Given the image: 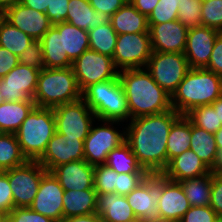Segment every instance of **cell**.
Instances as JSON below:
<instances>
[{"mask_svg":"<svg viewBox=\"0 0 222 222\" xmlns=\"http://www.w3.org/2000/svg\"><path fill=\"white\" fill-rule=\"evenodd\" d=\"M180 116L172 108L163 113L130 119L124 128L125 142L149 174H161L166 168L167 138L171 126Z\"/></svg>","mask_w":222,"mask_h":222,"instance_id":"obj_1","label":"cell"},{"mask_svg":"<svg viewBox=\"0 0 222 222\" xmlns=\"http://www.w3.org/2000/svg\"><path fill=\"white\" fill-rule=\"evenodd\" d=\"M119 79L126 95L130 119L172 109L171 96L154 81L145 68L121 70Z\"/></svg>","mask_w":222,"mask_h":222,"instance_id":"obj_2","label":"cell"},{"mask_svg":"<svg viewBox=\"0 0 222 222\" xmlns=\"http://www.w3.org/2000/svg\"><path fill=\"white\" fill-rule=\"evenodd\" d=\"M221 96V76L206 68H190L171 95V105L185 115L197 106L212 104Z\"/></svg>","mask_w":222,"mask_h":222,"instance_id":"obj_3","label":"cell"},{"mask_svg":"<svg viewBox=\"0 0 222 222\" xmlns=\"http://www.w3.org/2000/svg\"><path fill=\"white\" fill-rule=\"evenodd\" d=\"M82 98L72 67L40 71L33 101L37 107L54 108Z\"/></svg>","mask_w":222,"mask_h":222,"instance_id":"obj_4","label":"cell"},{"mask_svg":"<svg viewBox=\"0 0 222 222\" xmlns=\"http://www.w3.org/2000/svg\"><path fill=\"white\" fill-rule=\"evenodd\" d=\"M82 99L98 120H130L126 95L119 77L90 85L82 92Z\"/></svg>","mask_w":222,"mask_h":222,"instance_id":"obj_5","label":"cell"},{"mask_svg":"<svg viewBox=\"0 0 222 222\" xmlns=\"http://www.w3.org/2000/svg\"><path fill=\"white\" fill-rule=\"evenodd\" d=\"M55 132L53 108L35 106L15 134L26 159L37 161Z\"/></svg>","mask_w":222,"mask_h":222,"instance_id":"obj_6","label":"cell"},{"mask_svg":"<svg viewBox=\"0 0 222 222\" xmlns=\"http://www.w3.org/2000/svg\"><path fill=\"white\" fill-rule=\"evenodd\" d=\"M145 69L171 96L190 67L183 53L152 52Z\"/></svg>","mask_w":222,"mask_h":222,"instance_id":"obj_7","label":"cell"},{"mask_svg":"<svg viewBox=\"0 0 222 222\" xmlns=\"http://www.w3.org/2000/svg\"><path fill=\"white\" fill-rule=\"evenodd\" d=\"M97 121L103 124L96 127L92 125L83 145L84 160L93 166L105 164L108 153L125 142V130L117 131L113 126L120 124V121Z\"/></svg>","mask_w":222,"mask_h":222,"instance_id":"obj_8","label":"cell"},{"mask_svg":"<svg viewBox=\"0 0 222 222\" xmlns=\"http://www.w3.org/2000/svg\"><path fill=\"white\" fill-rule=\"evenodd\" d=\"M53 110L56 132L80 140H85L93 122H96L94 119H97L82 98L75 102L56 106Z\"/></svg>","mask_w":222,"mask_h":222,"instance_id":"obj_9","label":"cell"},{"mask_svg":"<svg viewBox=\"0 0 222 222\" xmlns=\"http://www.w3.org/2000/svg\"><path fill=\"white\" fill-rule=\"evenodd\" d=\"M72 68L81 92L92 84L119 77V70L110 56L90 49L72 63Z\"/></svg>","mask_w":222,"mask_h":222,"instance_id":"obj_10","label":"cell"},{"mask_svg":"<svg viewBox=\"0 0 222 222\" xmlns=\"http://www.w3.org/2000/svg\"><path fill=\"white\" fill-rule=\"evenodd\" d=\"M151 54L150 33L120 34L112 59L119 71L145 68Z\"/></svg>","mask_w":222,"mask_h":222,"instance_id":"obj_11","label":"cell"},{"mask_svg":"<svg viewBox=\"0 0 222 222\" xmlns=\"http://www.w3.org/2000/svg\"><path fill=\"white\" fill-rule=\"evenodd\" d=\"M47 172L38 161H27L19 167L7 170L14 208L31 205L37 194L40 181Z\"/></svg>","mask_w":222,"mask_h":222,"instance_id":"obj_12","label":"cell"},{"mask_svg":"<svg viewBox=\"0 0 222 222\" xmlns=\"http://www.w3.org/2000/svg\"><path fill=\"white\" fill-rule=\"evenodd\" d=\"M40 70L18 64L0 78V93L4 101L34 102Z\"/></svg>","mask_w":222,"mask_h":222,"instance_id":"obj_13","label":"cell"},{"mask_svg":"<svg viewBox=\"0 0 222 222\" xmlns=\"http://www.w3.org/2000/svg\"><path fill=\"white\" fill-rule=\"evenodd\" d=\"M84 140L55 132L43 155L37 160L48 172L72 161L84 160Z\"/></svg>","mask_w":222,"mask_h":222,"instance_id":"obj_14","label":"cell"},{"mask_svg":"<svg viewBox=\"0 0 222 222\" xmlns=\"http://www.w3.org/2000/svg\"><path fill=\"white\" fill-rule=\"evenodd\" d=\"M64 189L51 172H47L41 179L37 194L29 208L55 222L63 218Z\"/></svg>","mask_w":222,"mask_h":222,"instance_id":"obj_15","label":"cell"},{"mask_svg":"<svg viewBox=\"0 0 222 222\" xmlns=\"http://www.w3.org/2000/svg\"><path fill=\"white\" fill-rule=\"evenodd\" d=\"M158 216L180 221L191 207L180 182L157 174Z\"/></svg>","mask_w":222,"mask_h":222,"instance_id":"obj_16","label":"cell"},{"mask_svg":"<svg viewBox=\"0 0 222 222\" xmlns=\"http://www.w3.org/2000/svg\"><path fill=\"white\" fill-rule=\"evenodd\" d=\"M220 31L207 26L191 27L187 33L184 55L190 68H206L208 66L214 41Z\"/></svg>","mask_w":222,"mask_h":222,"instance_id":"obj_17","label":"cell"},{"mask_svg":"<svg viewBox=\"0 0 222 222\" xmlns=\"http://www.w3.org/2000/svg\"><path fill=\"white\" fill-rule=\"evenodd\" d=\"M2 16L36 41H40L52 27L45 13L26 7L20 2L6 9Z\"/></svg>","mask_w":222,"mask_h":222,"instance_id":"obj_18","label":"cell"},{"mask_svg":"<svg viewBox=\"0 0 222 222\" xmlns=\"http://www.w3.org/2000/svg\"><path fill=\"white\" fill-rule=\"evenodd\" d=\"M148 26L152 52L184 53L188 27L178 20Z\"/></svg>","mask_w":222,"mask_h":222,"instance_id":"obj_19","label":"cell"},{"mask_svg":"<svg viewBox=\"0 0 222 222\" xmlns=\"http://www.w3.org/2000/svg\"><path fill=\"white\" fill-rule=\"evenodd\" d=\"M135 216L140 222L158 216L157 174H150L134 190L126 195Z\"/></svg>","mask_w":222,"mask_h":222,"instance_id":"obj_20","label":"cell"},{"mask_svg":"<svg viewBox=\"0 0 222 222\" xmlns=\"http://www.w3.org/2000/svg\"><path fill=\"white\" fill-rule=\"evenodd\" d=\"M51 173L65 191L94 189V166L85 160L59 165Z\"/></svg>","mask_w":222,"mask_h":222,"instance_id":"obj_21","label":"cell"},{"mask_svg":"<svg viewBox=\"0 0 222 222\" xmlns=\"http://www.w3.org/2000/svg\"><path fill=\"white\" fill-rule=\"evenodd\" d=\"M212 170L203 162L198 155L191 149L172 158L162 175L172 181L181 182L186 179L205 176Z\"/></svg>","mask_w":222,"mask_h":222,"instance_id":"obj_22","label":"cell"},{"mask_svg":"<svg viewBox=\"0 0 222 222\" xmlns=\"http://www.w3.org/2000/svg\"><path fill=\"white\" fill-rule=\"evenodd\" d=\"M97 213L103 222H138L126 196L117 193L98 194Z\"/></svg>","mask_w":222,"mask_h":222,"instance_id":"obj_23","label":"cell"},{"mask_svg":"<svg viewBox=\"0 0 222 222\" xmlns=\"http://www.w3.org/2000/svg\"><path fill=\"white\" fill-rule=\"evenodd\" d=\"M111 16L97 12L90 5L89 0H70L67 20L71 25L80 29L92 30L110 22Z\"/></svg>","mask_w":222,"mask_h":222,"instance_id":"obj_24","label":"cell"},{"mask_svg":"<svg viewBox=\"0 0 222 222\" xmlns=\"http://www.w3.org/2000/svg\"><path fill=\"white\" fill-rule=\"evenodd\" d=\"M110 23L118 35L149 33L148 18L129 1L111 16Z\"/></svg>","mask_w":222,"mask_h":222,"instance_id":"obj_25","label":"cell"},{"mask_svg":"<svg viewBox=\"0 0 222 222\" xmlns=\"http://www.w3.org/2000/svg\"><path fill=\"white\" fill-rule=\"evenodd\" d=\"M190 149L211 169L216 170L220 162L215 136L203 128L191 124Z\"/></svg>","mask_w":222,"mask_h":222,"instance_id":"obj_26","label":"cell"},{"mask_svg":"<svg viewBox=\"0 0 222 222\" xmlns=\"http://www.w3.org/2000/svg\"><path fill=\"white\" fill-rule=\"evenodd\" d=\"M97 196L95 189L64 191L63 218L96 213Z\"/></svg>","mask_w":222,"mask_h":222,"instance_id":"obj_27","label":"cell"},{"mask_svg":"<svg viewBox=\"0 0 222 222\" xmlns=\"http://www.w3.org/2000/svg\"><path fill=\"white\" fill-rule=\"evenodd\" d=\"M54 27L62 36V54H67L72 62L89 49L87 30L80 29L68 22L54 25Z\"/></svg>","mask_w":222,"mask_h":222,"instance_id":"obj_28","label":"cell"},{"mask_svg":"<svg viewBox=\"0 0 222 222\" xmlns=\"http://www.w3.org/2000/svg\"><path fill=\"white\" fill-rule=\"evenodd\" d=\"M45 68H67L72 67V61L67 54H62V36L59 31L52 26L40 40Z\"/></svg>","mask_w":222,"mask_h":222,"instance_id":"obj_29","label":"cell"},{"mask_svg":"<svg viewBox=\"0 0 222 222\" xmlns=\"http://www.w3.org/2000/svg\"><path fill=\"white\" fill-rule=\"evenodd\" d=\"M35 106V102L4 101L0 104V128L15 134Z\"/></svg>","mask_w":222,"mask_h":222,"instance_id":"obj_30","label":"cell"},{"mask_svg":"<svg viewBox=\"0 0 222 222\" xmlns=\"http://www.w3.org/2000/svg\"><path fill=\"white\" fill-rule=\"evenodd\" d=\"M191 122L181 115L171 126L167 138L168 162L190 149L191 142Z\"/></svg>","mask_w":222,"mask_h":222,"instance_id":"obj_31","label":"cell"},{"mask_svg":"<svg viewBox=\"0 0 222 222\" xmlns=\"http://www.w3.org/2000/svg\"><path fill=\"white\" fill-rule=\"evenodd\" d=\"M184 194L191 206H210L212 172L180 182Z\"/></svg>","mask_w":222,"mask_h":222,"instance_id":"obj_32","label":"cell"},{"mask_svg":"<svg viewBox=\"0 0 222 222\" xmlns=\"http://www.w3.org/2000/svg\"><path fill=\"white\" fill-rule=\"evenodd\" d=\"M105 165L120 173H148L137 161L129 145L123 142L108 153Z\"/></svg>","mask_w":222,"mask_h":222,"instance_id":"obj_33","label":"cell"},{"mask_svg":"<svg viewBox=\"0 0 222 222\" xmlns=\"http://www.w3.org/2000/svg\"><path fill=\"white\" fill-rule=\"evenodd\" d=\"M34 40L3 16L0 17V46L6 48L18 57Z\"/></svg>","mask_w":222,"mask_h":222,"instance_id":"obj_34","label":"cell"},{"mask_svg":"<svg viewBox=\"0 0 222 222\" xmlns=\"http://www.w3.org/2000/svg\"><path fill=\"white\" fill-rule=\"evenodd\" d=\"M89 49L113 57L118 34L110 22L95 29L88 30Z\"/></svg>","mask_w":222,"mask_h":222,"instance_id":"obj_35","label":"cell"},{"mask_svg":"<svg viewBox=\"0 0 222 222\" xmlns=\"http://www.w3.org/2000/svg\"><path fill=\"white\" fill-rule=\"evenodd\" d=\"M27 161L22 154L16 134L4 133L0 137V167L3 171L19 167Z\"/></svg>","mask_w":222,"mask_h":222,"instance_id":"obj_36","label":"cell"},{"mask_svg":"<svg viewBox=\"0 0 222 222\" xmlns=\"http://www.w3.org/2000/svg\"><path fill=\"white\" fill-rule=\"evenodd\" d=\"M185 117L192 125L203 128L212 134L222 126L212 104L197 106L186 113Z\"/></svg>","mask_w":222,"mask_h":222,"instance_id":"obj_37","label":"cell"},{"mask_svg":"<svg viewBox=\"0 0 222 222\" xmlns=\"http://www.w3.org/2000/svg\"><path fill=\"white\" fill-rule=\"evenodd\" d=\"M118 187V173L109 166H94V189L98 194L116 193Z\"/></svg>","mask_w":222,"mask_h":222,"instance_id":"obj_38","label":"cell"},{"mask_svg":"<svg viewBox=\"0 0 222 222\" xmlns=\"http://www.w3.org/2000/svg\"><path fill=\"white\" fill-rule=\"evenodd\" d=\"M202 3L201 0H180L177 20L188 28L201 26Z\"/></svg>","mask_w":222,"mask_h":222,"instance_id":"obj_39","label":"cell"},{"mask_svg":"<svg viewBox=\"0 0 222 222\" xmlns=\"http://www.w3.org/2000/svg\"><path fill=\"white\" fill-rule=\"evenodd\" d=\"M180 0H159L148 17V24H161L178 19Z\"/></svg>","mask_w":222,"mask_h":222,"instance_id":"obj_40","label":"cell"},{"mask_svg":"<svg viewBox=\"0 0 222 222\" xmlns=\"http://www.w3.org/2000/svg\"><path fill=\"white\" fill-rule=\"evenodd\" d=\"M202 26L222 32V0H208L202 3Z\"/></svg>","mask_w":222,"mask_h":222,"instance_id":"obj_41","label":"cell"},{"mask_svg":"<svg viewBox=\"0 0 222 222\" xmlns=\"http://www.w3.org/2000/svg\"><path fill=\"white\" fill-rule=\"evenodd\" d=\"M18 58L20 64L40 71L45 68L43 47L40 41L34 40Z\"/></svg>","mask_w":222,"mask_h":222,"instance_id":"obj_42","label":"cell"},{"mask_svg":"<svg viewBox=\"0 0 222 222\" xmlns=\"http://www.w3.org/2000/svg\"><path fill=\"white\" fill-rule=\"evenodd\" d=\"M5 222H55L29 207H15L5 215Z\"/></svg>","mask_w":222,"mask_h":222,"instance_id":"obj_43","label":"cell"},{"mask_svg":"<svg viewBox=\"0 0 222 222\" xmlns=\"http://www.w3.org/2000/svg\"><path fill=\"white\" fill-rule=\"evenodd\" d=\"M220 219L210 206H191L179 222H218Z\"/></svg>","mask_w":222,"mask_h":222,"instance_id":"obj_44","label":"cell"},{"mask_svg":"<svg viewBox=\"0 0 222 222\" xmlns=\"http://www.w3.org/2000/svg\"><path fill=\"white\" fill-rule=\"evenodd\" d=\"M149 175H150L149 173H120L118 174V187H116V193L122 196L128 195Z\"/></svg>","mask_w":222,"mask_h":222,"instance_id":"obj_45","label":"cell"},{"mask_svg":"<svg viewBox=\"0 0 222 222\" xmlns=\"http://www.w3.org/2000/svg\"><path fill=\"white\" fill-rule=\"evenodd\" d=\"M70 0H50L46 15L52 26L66 22Z\"/></svg>","mask_w":222,"mask_h":222,"instance_id":"obj_46","label":"cell"},{"mask_svg":"<svg viewBox=\"0 0 222 222\" xmlns=\"http://www.w3.org/2000/svg\"><path fill=\"white\" fill-rule=\"evenodd\" d=\"M14 208L13 194L7 177V170L0 174V212L8 214Z\"/></svg>","mask_w":222,"mask_h":222,"instance_id":"obj_47","label":"cell"},{"mask_svg":"<svg viewBox=\"0 0 222 222\" xmlns=\"http://www.w3.org/2000/svg\"><path fill=\"white\" fill-rule=\"evenodd\" d=\"M210 207L222 219V174L216 170H212Z\"/></svg>","mask_w":222,"mask_h":222,"instance_id":"obj_48","label":"cell"},{"mask_svg":"<svg viewBox=\"0 0 222 222\" xmlns=\"http://www.w3.org/2000/svg\"><path fill=\"white\" fill-rule=\"evenodd\" d=\"M206 69L222 77V32L218 34L214 41V47Z\"/></svg>","mask_w":222,"mask_h":222,"instance_id":"obj_49","label":"cell"},{"mask_svg":"<svg viewBox=\"0 0 222 222\" xmlns=\"http://www.w3.org/2000/svg\"><path fill=\"white\" fill-rule=\"evenodd\" d=\"M128 0H89L90 5L97 12L107 13L112 16L116 13Z\"/></svg>","mask_w":222,"mask_h":222,"instance_id":"obj_50","label":"cell"},{"mask_svg":"<svg viewBox=\"0 0 222 222\" xmlns=\"http://www.w3.org/2000/svg\"><path fill=\"white\" fill-rule=\"evenodd\" d=\"M18 64V56L0 46V78L7 75Z\"/></svg>","mask_w":222,"mask_h":222,"instance_id":"obj_51","label":"cell"},{"mask_svg":"<svg viewBox=\"0 0 222 222\" xmlns=\"http://www.w3.org/2000/svg\"><path fill=\"white\" fill-rule=\"evenodd\" d=\"M129 2L147 18L159 3V0H129Z\"/></svg>","mask_w":222,"mask_h":222,"instance_id":"obj_52","label":"cell"},{"mask_svg":"<svg viewBox=\"0 0 222 222\" xmlns=\"http://www.w3.org/2000/svg\"><path fill=\"white\" fill-rule=\"evenodd\" d=\"M60 222H103V221L101 219V216L96 212L88 215L62 218Z\"/></svg>","mask_w":222,"mask_h":222,"instance_id":"obj_53","label":"cell"},{"mask_svg":"<svg viewBox=\"0 0 222 222\" xmlns=\"http://www.w3.org/2000/svg\"><path fill=\"white\" fill-rule=\"evenodd\" d=\"M50 0H21L20 3L42 13H46Z\"/></svg>","mask_w":222,"mask_h":222,"instance_id":"obj_54","label":"cell"},{"mask_svg":"<svg viewBox=\"0 0 222 222\" xmlns=\"http://www.w3.org/2000/svg\"><path fill=\"white\" fill-rule=\"evenodd\" d=\"M215 142L220 156H222V126L214 133Z\"/></svg>","mask_w":222,"mask_h":222,"instance_id":"obj_55","label":"cell"},{"mask_svg":"<svg viewBox=\"0 0 222 222\" xmlns=\"http://www.w3.org/2000/svg\"><path fill=\"white\" fill-rule=\"evenodd\" d=\"M21 0H0V13H3L9 7L19 3Z\"/></svg>","mask_w":222,"mask_h":222,"instance_id":"obj_56","label":"cell"},{"mask_svg":"<svg viewBox=\"0 0 222 222\" xmlns=\"http://www.w3.org/2000/svg\"><path fill=\"white\" fill-rule=\"evenodd\" d=\"M212 106L217 113L219 120L222 122V96L219 97L215 102H213Z\"/></svg>","mask_w":222,"mask_h":222,"instance_id":"obj_57","label":"cell"},{"mask_svg":"<svg viewBox=\"0 0 222 222\" xmlns=\"http://www.w3.org/2000/svg\"><path fill=\"white\" fill-rule=\"evenodd\" d=\"M144 222H179L177 220H174V219H169V218H164V217H155L153 219H150V220H147V221H144Z\"/></svg>","mask_w":222,"mask_h":222,"instance_id":"obj_58","label":"cell"},{"mask_svg":"<svg viewBox=\"0 0 222 222\" xmlns=\"http://www.w3.org/2000/svg\"><path fill=\"white\" fill-rule=\"evenodd\" d=\"M217 172H219L220 174H222V156L220 158V162L218 165V168L216 169Z\"/></svg>","mask_w":222,"mask_h":222,"instance_id":"obj_59","label":"cell"},{"mask_svg":"<svg viewBox=\"0 0 222 222\" xmlns=\"http://www.w3.org/2000/svg\"><path fill=\"white\" fill-rule=\"evenodd\" d=\"M0 222H5V215L0 212Z\"/></svg>","mask_w":222,"mask_h":222,"instance_id":"obj_60","label":"cell"},{"mask_svg":"<svg viewBox=\"0 0 222 222\" xmlns=\"http://www.w3.org/2000/svg\"><path fill=\"white\" fill-rule=\"evenodd\" d=\"M4 102V99L2 97V94L0 93V104Z\"/></svg>","mask_w":222,"mask_h":222,"instance_id":"obj_61","label":"cell"},{"mask_svg":"<svg viewBox=\"0 0 222 222\" xmlns=\"http://www.w3.org/2000/svg\"><path fill=\"white\" fill-rule=\"evenodd\" d=\"M5 132L0 128V137L4 134Z\"/></svg>","mask_w":222,"mask_h":222,"instance_id":"obj_62","label":"cell"}]
</instances>
